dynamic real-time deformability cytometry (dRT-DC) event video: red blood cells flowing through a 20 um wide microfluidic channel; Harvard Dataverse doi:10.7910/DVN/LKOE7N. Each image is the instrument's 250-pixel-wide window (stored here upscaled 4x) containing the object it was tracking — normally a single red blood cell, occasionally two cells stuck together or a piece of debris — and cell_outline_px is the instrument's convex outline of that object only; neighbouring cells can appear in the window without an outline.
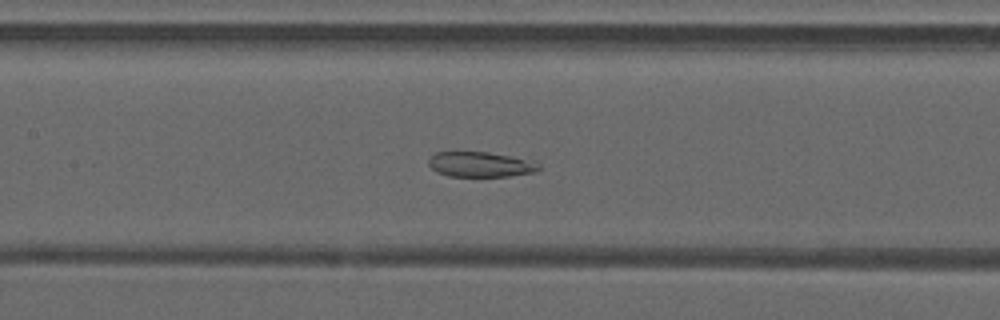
{"species": "common noctule bat (a hibernating species)", "species_latin": "Nyctalus noctula", "temperature_condition": "warm", "stored_images_in_passage": 50, "camera_frame_rate_fps": 3000, "um_per_image_px": 0.085, "animal": {"sex": "male", "forearm_length_mm": 52.5}, "frame": {"image": 1, "passage_image": 23, "time_ms": 7.333, "image_size_px": [1000, 320], "cell_outline_px": [[540, 168], [536, 172], [508, 176], [448, 176], [436, 172], [428, 164], [428, 160], [436, 152], [488, 152], [536, 160], [540, 164]], "centroid_in_image_um": [40.89, 13.97], "position_along_channel_um": 166.5, "area_um2": 16.3}}
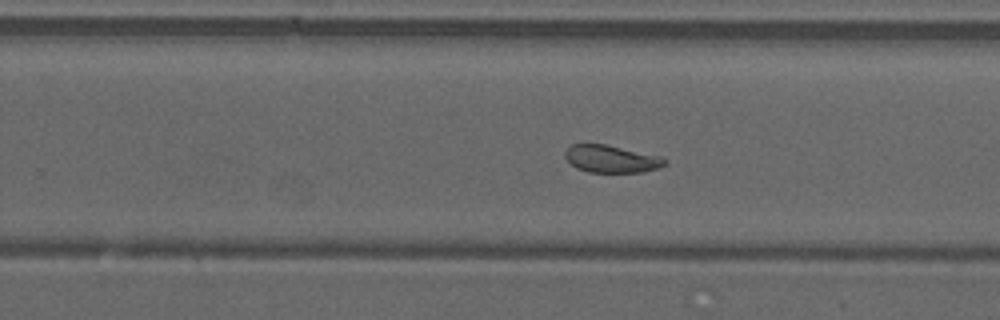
{"frame": {"image": 2, "passage_image": 31, "time_ms": 10.0, "image_size_px": [1000, 320], "cell_outline_px": [[668, 164], [656, 168], [640, 172], [588, 172], [576, 168], [564, 156], [564, 152], [572, 144], [608, 144], [664, 156], [668, 160]], "centroid_in_image_um": [52.02, 13.49], "position_along_channel_um": 277.8, "area_um2": 16.18}}
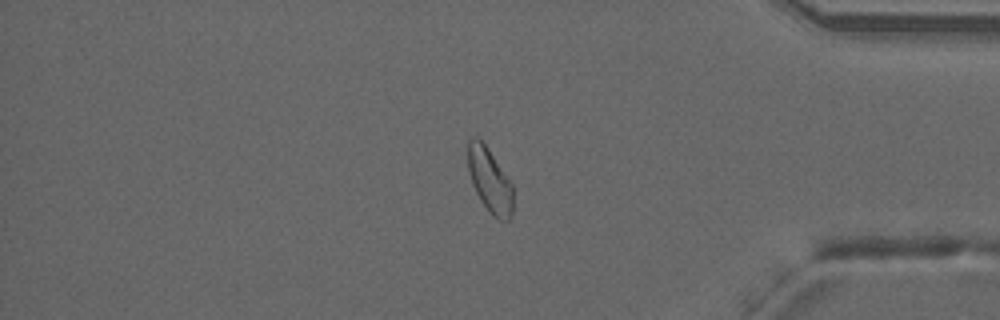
{"frame": {"image": 3, "passage_image": 41, "time_ms": 13.333, "image_size_px": [1000, 320], "cell_outline_px": [[516, 188], [512, 216], [508, 220], [500, 220], [492, 216], [488, 212], [480, 200], [472, 184], [468, 172], [468, 140], [476, 136], [484, 144]], "centroid_in_image_um": [41.67, 15.4], "position_along_channel_um": 393.5, "area_um2": 17.34}, "authors_computed_cell_mechanics": {"area_um2": 19.941, "velocity_mm_per_s": 4.2082, "shape_relaxation_time_tau1_ms": null, "shape_relaxation_time_tau2_ms": 1.2306, "deformation_change_tau1": null, "deformation_change_tau2": 0.0769}}